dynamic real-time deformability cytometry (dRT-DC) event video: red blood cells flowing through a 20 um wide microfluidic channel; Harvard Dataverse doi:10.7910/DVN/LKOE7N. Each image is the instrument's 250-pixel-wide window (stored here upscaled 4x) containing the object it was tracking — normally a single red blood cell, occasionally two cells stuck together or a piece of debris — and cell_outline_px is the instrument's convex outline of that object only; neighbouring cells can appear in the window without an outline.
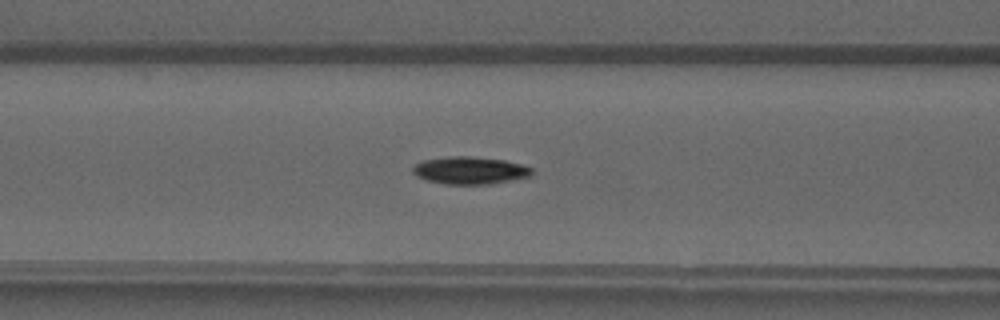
{"species": "common noctule bat (a hibernating species)", "species_latin": "Nyctalus noctula", "temperature_condition": "warm", "stored_images_in_passage": 28, "camera_frame_rate_fps": 3000, "um_per_image_px": 0.085, "animal": {"sex": "male", "forearm_length_mm": 52.5}, "frame": {"image": 1, "passage_image": 9, "time_ms": 2.667, "image_size_px": [1000, 320], "cell_outline_px": [[532, 176], [492, 184], [448, 184], [428, 180], [416, 176], [412, 172], [412, 168], [416, 164], [424, 160], [448, 156], [472, 156], [504, 160], [524, 164], [532, 168]], "centroid_in_image_um": [39.98, 14.48], "position_along_channel_um": 126.6, "area_um2": 19.13}}
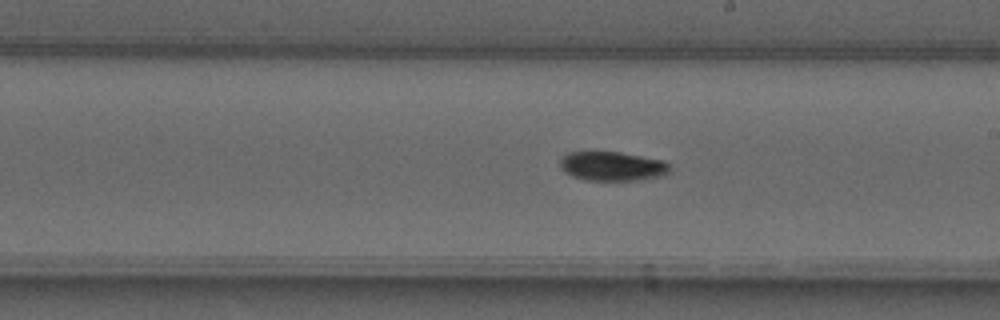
{"frame": {"image": 2, "passage_image": 17, "time_ms": 5.333, "image_size_px": [1000, 320], "cell_outline_px": [[672, 172], [664, 176], [640, 180], [584, 180], [572, 176], [564, 172], [560, 164], [560, 156], [568, 152], [620, 152], [664, 160], [668, 164]], "centroid_in_image_um": [52.07, 14.13], "position_along_channel_um": 236.9, "area_um2": 18.96}}
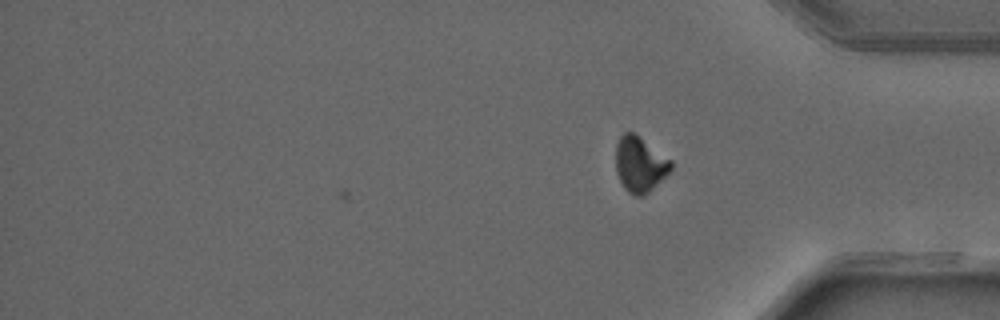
{"frame": {"image": 3, "passage_image": 28, "time_ms": 9.0, "image_size_px": [1000, 320], "cell_outline_px": [[672, 168], [644, 196], [636, 196], [628, 192], [624, 188], [616, 172], [616, 144], [620, 136], [624, 132], [632, 132], [672, 160]], "centroid_in_image_um": [54.36, 13.97], "position_along_channel_um": 380.8, "area_um2": 17.51}, "authors_computed_cell_mechanics": {"area_um2": 18.785, "velocity_mm_per_s": 4.1496, "shape_relaxation_time_tau1_ms": 5.5008, "shape_relaxation_time_tau2_ms": 4.1247, "deformation_change_tau1": 0.1716, "deformation_change_tau2": 0.073}}